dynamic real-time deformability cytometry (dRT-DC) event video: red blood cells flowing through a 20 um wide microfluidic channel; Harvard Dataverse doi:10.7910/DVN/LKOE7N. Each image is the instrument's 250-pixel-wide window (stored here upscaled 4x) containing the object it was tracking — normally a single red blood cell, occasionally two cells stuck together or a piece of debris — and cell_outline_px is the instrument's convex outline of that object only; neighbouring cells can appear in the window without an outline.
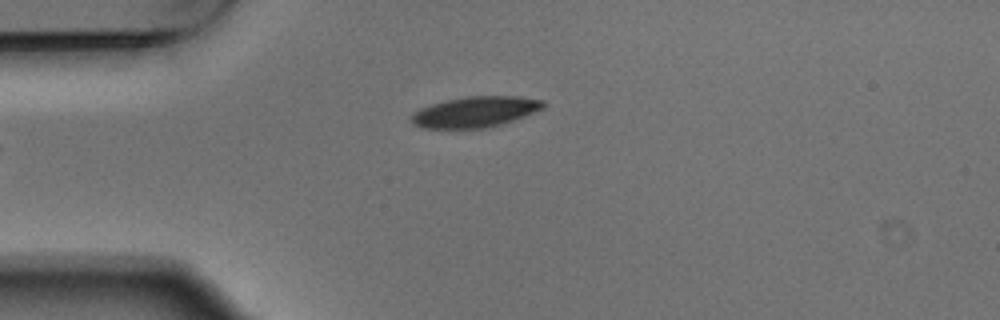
{"species": "Egyptian fruit bat (a non-hibernating species)", "species_latin": "Rousettus aegyptiacus", "temperature_condition": "warm", "stored_images_in_passage": 5, "camera_frame_rate_fps": 3000, "um_per_image_px": 0.085, "animal": {"sex": "male"}, "frame": {"image": 1, "passage_image": 5, "time_ms": 1.333, "image_size_px": [1000, 320], "cell_outline_px": [[544, 108], [524, 116], [500, 124], [484, 128], [424, 128], [412, 124], [408, 120], [408, 116], [412, 112], [420, 108], [432, 104], [448, 100], [468, 96], [520, 96], [544, 100]], "centroid_in_image_um": [40.34, 9.51], "position_along_channel_um": 44.7, "area_um2": 23.64}}